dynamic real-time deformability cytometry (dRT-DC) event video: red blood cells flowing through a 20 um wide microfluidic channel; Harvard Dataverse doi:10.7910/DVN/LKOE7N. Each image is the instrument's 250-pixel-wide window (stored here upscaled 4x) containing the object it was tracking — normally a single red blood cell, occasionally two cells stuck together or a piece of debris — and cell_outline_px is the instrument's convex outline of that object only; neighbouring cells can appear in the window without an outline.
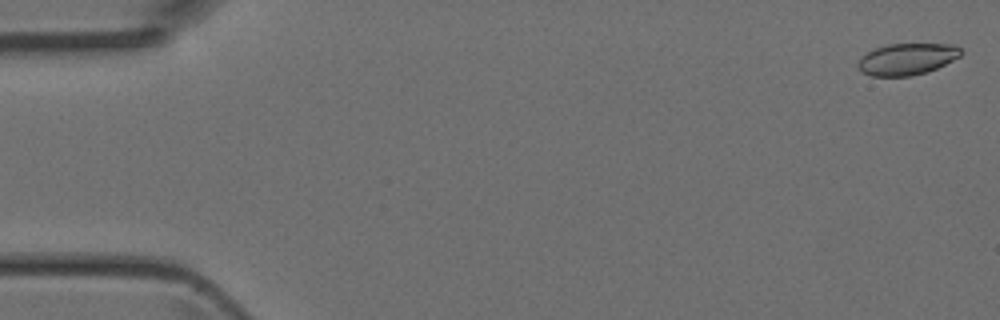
{"species": "Egyptian fruit bat (a non-hibernating species)", "species_latin": "Rousettus aegyptiacus", "temperature_condition": "room temperature", "stored_images_in_passage": 6, "camera_frame_rate_fps": 3000, "um_per_image_px": 0.085, "animal": {"sex": "female"}, "frame": {"image": 1, "passage_image": 1, "time_ms": 0.0, "image_size_px": [1000, 320], "cell_outline_px": [[964, 52], [960, 56], [928, 72], [912, 76], [872, 76], [860, 72], [856, 68], [856, 64], [860, 56], [876, 48], [888, 44], [952, 44], [960, 48]], "centroid_in_image_um": [77.05, 5.03], "position_along_channel_um": 8.0, "area_um2": 19.13}}
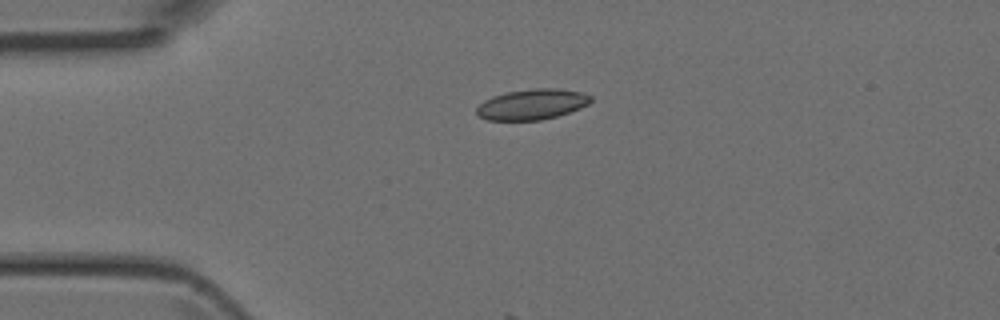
{"frame": {"image": 2, "passage_image": 4, "time_ms": 1.0, "image_size_px": [1000, 320], "cell_outline_px": [[592, 100], [588, 104], [580, 108], [556, 116], [540, 120], [488, 120], [480, 116], [476, 112], [476, 108], [484, 100], [492, 96], [508, 92], [536, 88], [552, 88], [580, 92], [592, 96]], "centroid_in_image_um": [45.21, 8.87], "position_along_channel_um": 39.8, "area_um2": 20.06}}